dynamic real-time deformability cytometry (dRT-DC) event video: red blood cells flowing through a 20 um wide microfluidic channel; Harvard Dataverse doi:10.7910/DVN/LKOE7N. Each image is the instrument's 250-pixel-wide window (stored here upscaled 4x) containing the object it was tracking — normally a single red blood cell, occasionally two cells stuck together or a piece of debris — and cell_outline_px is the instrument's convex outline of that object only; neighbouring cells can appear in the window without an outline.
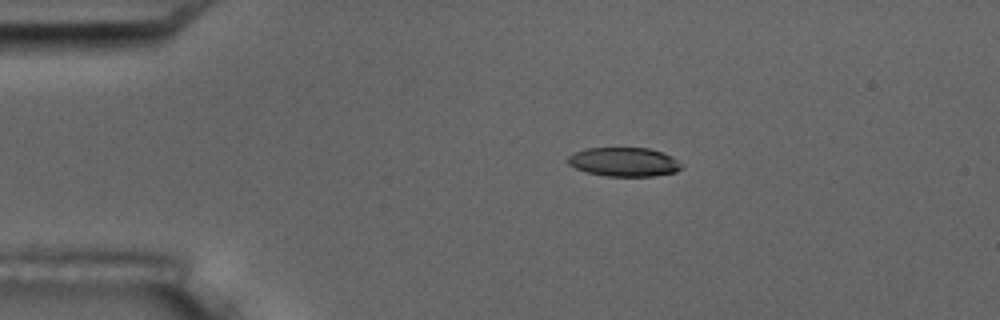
{"species": "common noctule bat (a hibernating species)", "species_latin": "Nyctalus noctula", "temperature_condition": "room temperature", "stored_images_in_passage": 4, "camera_frame_rate_fps": 3000, "um_per_image_px": 0.085, "animal": {"sex": "male", "body_mass_g": 17.5, "forearm_length_mm": 52.3}, "frame": {"image": 1, "passage_image": 1, "time_ms": 0.0, "image_size_px": [1000, 320], "cell_outline_px": [[684, 168], [676, 172], [652, 176], [604, 176], [588, 172], [576, 168], [568, 164], [568, 156], [576, 152], [588, 148], [648, 148], [664, 152], [672, 156], [684, 164]], "centroid_in_image_um": [53.12, 13.76], "position_along_channel_um": 31.9, "area_um2": 19.31}}